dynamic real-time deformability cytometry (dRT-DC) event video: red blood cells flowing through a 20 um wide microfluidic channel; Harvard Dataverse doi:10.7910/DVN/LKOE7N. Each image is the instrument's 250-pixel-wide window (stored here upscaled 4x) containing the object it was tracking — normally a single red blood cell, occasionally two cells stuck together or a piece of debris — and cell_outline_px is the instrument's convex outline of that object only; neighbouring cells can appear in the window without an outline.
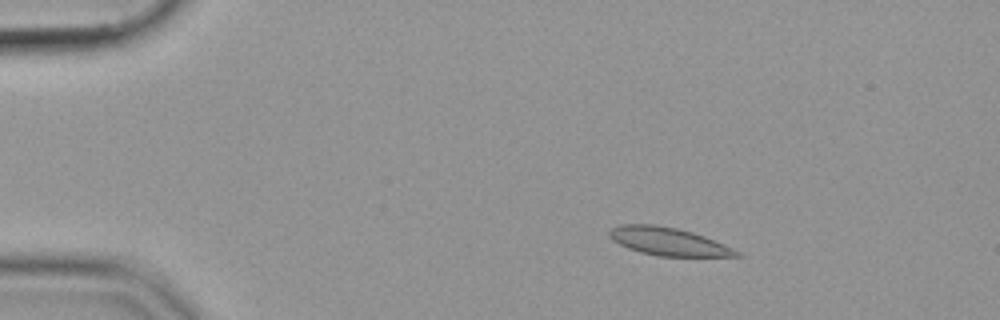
{"species": "common noctule bat (a hibernating species)", "species_latin": "Nyctalus noctula", "temperature_condition": "cold", "stored_images_in_passage": 56, "camera_frame_rate_fps": 3000, "um_per_image_px": 0.085, "animal": {"sex": "female", "body_mass_g": 19.9}, "frame": {"image": 1, "passage_image": 10, "time_ms": 3.0, "image_size_px": [1000, 320], "cell_outline_px": [[744, 256], [656, 256], [640, 252], [628, 248], [612, 240], [608, 236], [608, 232], [612, 228], [620, 224], [656, 224], [676, 228], [692, 232], [704, 236], [724, 244], [740, 252]], "centroid_in_image_um": [56.78, 20.52], "position_along_channel_um": 28.2, "area_um2": 20.69}}
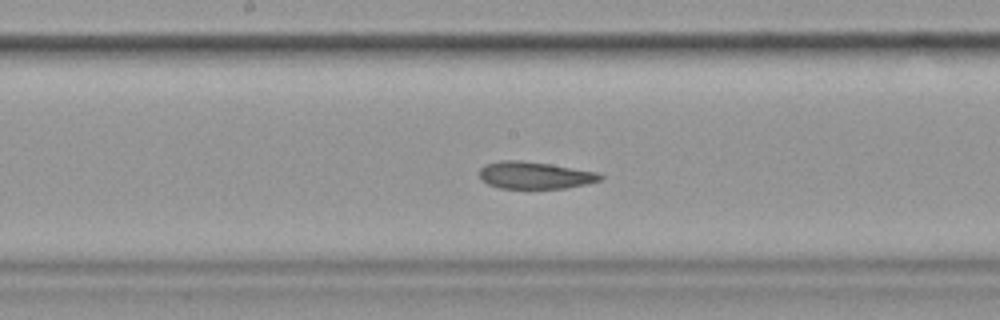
{"frame": {"image": 2, "passage_image": 30, "time_ms": 9.667, "image_size_px": [1000, 320], "cell_outline_px": [[604, 176], [600, 180], [588, 184], [568, 188], [500, 188], [488, 184], [480, 180], [480, 168], [484, 164], [500, 160], [520, 160], [548, 164], [600, 172]], "centroid_in_image_um": [45.47, 14.9], "position_along_channel_um": 202.7, "area_um2": 19.25}}
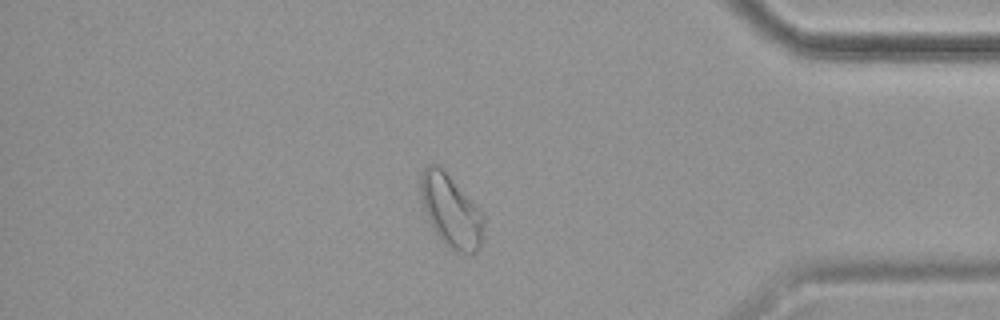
{"frame": {"image": 3, "passage_image": 48, "time_ms": 15.667, "image_size_px": [1000, 320], "cell_outline_px": [[484, 220], [480, 248], [472, 256], [460, 256], [448, 248], [440, 240], [428, 220], [420, 196], [420, 172], [428, 164], [440, 164], [484, 212]], "centroid_in_image_um": [38.35, 17.95], "position_along_channel_um": 396.9, "area_um2": 27.74}}